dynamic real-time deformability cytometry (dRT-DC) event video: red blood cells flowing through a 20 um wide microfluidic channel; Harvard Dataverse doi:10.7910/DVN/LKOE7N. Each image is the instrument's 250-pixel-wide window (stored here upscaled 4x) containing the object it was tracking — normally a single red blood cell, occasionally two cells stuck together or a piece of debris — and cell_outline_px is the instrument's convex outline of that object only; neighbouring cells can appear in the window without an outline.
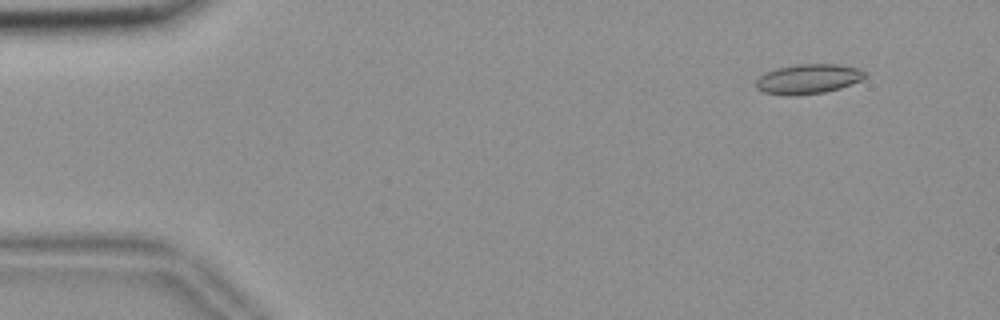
{"species": "common noctule bat (a hibernating species)", "species_latin": "Nyctalus noctula", "temperature_condition": "room temperature", "stored_images_in_passage": 55, "camera_frame_rate_fps": 3000, "um_per_image_px": 0.085, "animal": {"sex": "female", "body_mass_g": 18.4}, "frame": {"image": 1, "passage_image": 5, "time_ms": 1.333, "image_size_px": [1000, 320], "cell_outline_px": [[868, 76], [860, 80], [840, 88], [824, 92], [788, 96], [764, 92], [756, 88], [756, 80], [764, 72], [776, 68], [796, 64], [836, 64], [860, 68]], "centroid_in_image_um": [68.68, 6.7], "position_along_channel_um": 16.3, "area_um2": 18.9}}
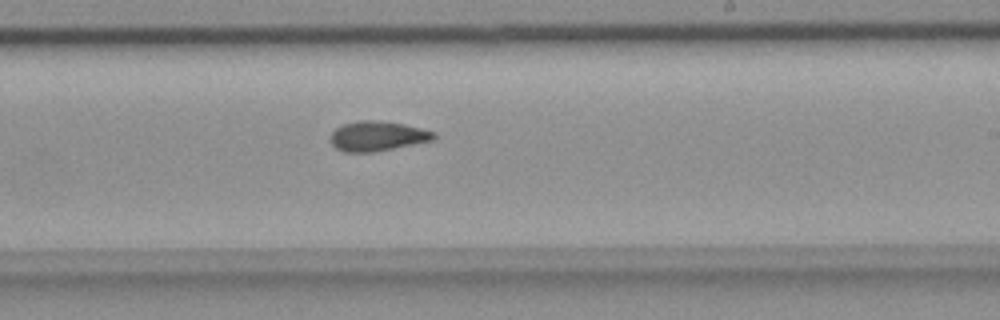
{"frame": {"image": 2, "passage_image": 33, "time_ms": 10.667, "image_size_px": [1000, 320], "cell_outline_px": [[436, 136], [432, 140], [372, 152], [344, 152], [336, 148], [332, 144], [332, 132], [336, 128], [344, 124], [360, 120], [380, 120], [404, 124], [436, 132]], "centroid_in_image_um": [32.08, 11.55], "position_along_channel_um": 256.9, "area_um2": 17.69}}
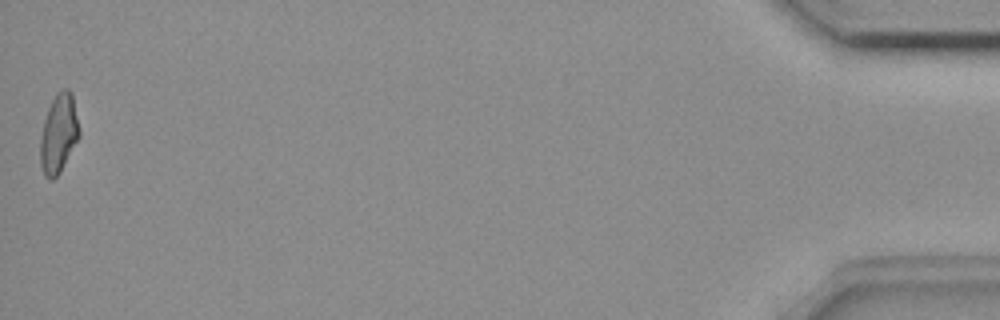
{"frame": {"image": 3, "passage_image": 55, "time_ms": 18.0, "image_size_px": [1000, 320], "cell_outline_px": [[80, 136], [60, 172], [52, 180], [48, 180], [44, 176], [40, 164], [40, 140], [44, 120], [48, 108], [56, 92], [64, 88], [68, 88], [72, 92], [80, 132]], "centroid_in_image_um": [4.98, 11.35], "position_along_channel_um": 430.2, "area_um2": 18.03}, "authors_computed_cell_mechanics": {"area_um2": 17.918, "velocity_mm_per_s": 3.6819, "shape_relaxation_time_tau1_ms": null, "shape_relaxation_time_tau2_ms": 3.5109, "deformation_change_tau1": null, "deformation_change_tau2": 0.1074}}